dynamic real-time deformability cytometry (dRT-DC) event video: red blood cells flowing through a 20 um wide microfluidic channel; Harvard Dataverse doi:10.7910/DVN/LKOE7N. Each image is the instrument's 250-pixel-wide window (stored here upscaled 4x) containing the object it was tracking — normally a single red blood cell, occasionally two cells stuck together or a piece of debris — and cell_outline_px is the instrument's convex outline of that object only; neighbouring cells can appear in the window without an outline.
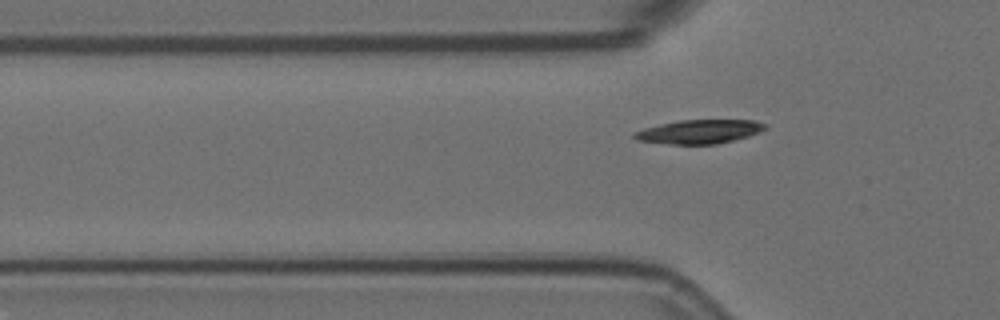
{"species": "Egyptian fruit bat (a non-hibernating species)", "species_latin": "Rousettus aegyptiacus", "temperature_condition": "room temperature", "stored_images_in_passage": 5, "segment_of_instrument_passage": [2, 2], "camera_frame_rate_fps": 3000, "um_per_image_px": 0.085, "animal": {"sex": "female"}, "frame": {"image": 1, "passage_image": 5, "time_ms": 1.333, "image_size_px": [1000, 320], "cell_outline_px": [[768, 128], [748, 136], [716, 144], [668, 144], [636, 140], [632, 136], [632, 132], [644, 128], [660, 124], [680, 120], [756, 120], [768, 124]], "centroid_in_image_um": [59.43, 11.18], "position_along_channel_um": 66.4, "area_um2": 18.26}}